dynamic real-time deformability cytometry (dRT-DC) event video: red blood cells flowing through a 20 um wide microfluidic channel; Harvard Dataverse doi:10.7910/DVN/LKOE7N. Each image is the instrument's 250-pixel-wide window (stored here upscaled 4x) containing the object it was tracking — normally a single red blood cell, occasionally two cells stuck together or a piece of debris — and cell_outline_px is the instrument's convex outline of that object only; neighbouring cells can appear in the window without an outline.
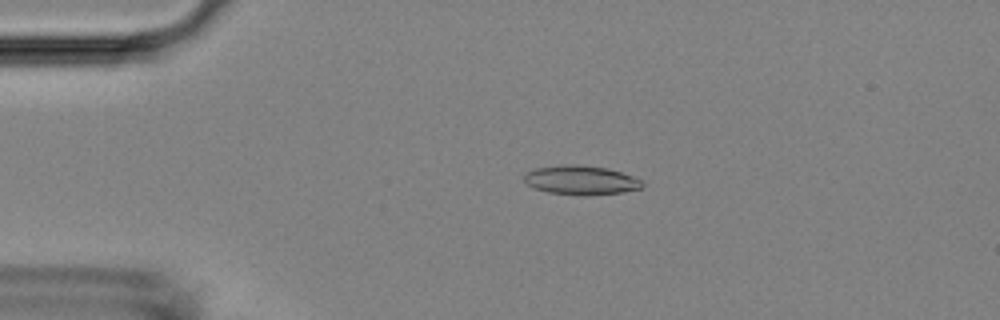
{"species": "Egyptian fruit bat (a non-hibernating species)", "species_latin": "Rousettus aegyptiacus", "temperature_condition": "room temperature", "stored_images_in_passage": 52, "camera_frame_rate_fps": 3000, "um_per_image_px": 0.085, "animal": {"sex": "female"}, "frame": {"image": 1, "passage_image": 11, "time_ms": 3.333, "image_size_px": [1000, 320], "cell_outline_px": [[644, 184], [640, 188], [620, 192], [588, 196], [580, 196], [548, 192], [524, 184], [524, 172], [536, 168], [560, 164], [576, 164], [608, 168], [644, 180]], "centroid_in_image_um": [49.34, 15.31], "position_along_channel_um": 35.7, "area_um2": 20.35}}
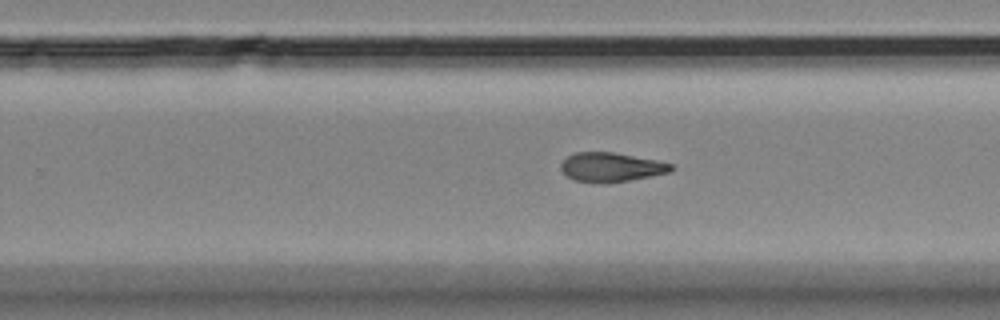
{"frame": {"image": 2, "passage_image": 33, "time_ms": 10.667, "image_size_px": [1000, 320], "cell_outline_px": [[676, 168], [672, 172], [652, 176], [608, 184], [600, 184], [572, 180], [560, 168], [560, 164], [568, 156], [576, 152], [612, 152], [656, 160], [672, 164]], "centroid_in_image_um": [51.97, 14.23], "position_along_channel_um": 277.8, "area_um2": 19.02}}
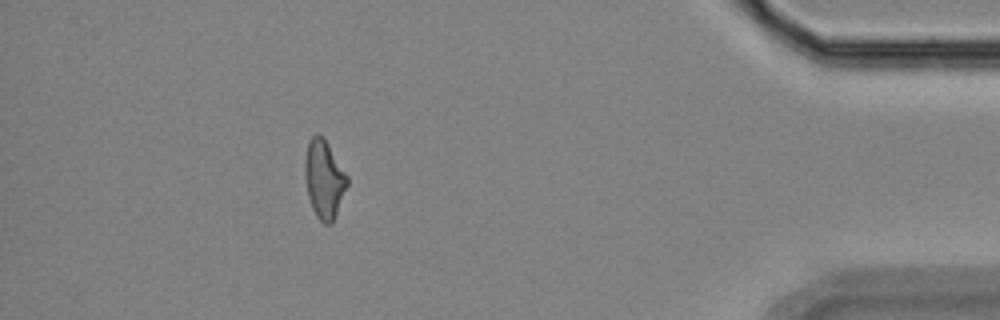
{"frame": {"image": 3, "passage_image": 47, "time_ms": 15.333, "image_size_px": [1000, 320], "cell_outline_px": [[348, 184], [332, 224], [324, 224], [316, 216], [312, 208], [308, 196], [304, 176], [304, 160], [308, 140], [316, 132], [324, 136], [348, 176]], "centroid_in_image_um": [27.53, 15.19], "position_along_channel_um": 407.7, "area_um2": 19.59}}